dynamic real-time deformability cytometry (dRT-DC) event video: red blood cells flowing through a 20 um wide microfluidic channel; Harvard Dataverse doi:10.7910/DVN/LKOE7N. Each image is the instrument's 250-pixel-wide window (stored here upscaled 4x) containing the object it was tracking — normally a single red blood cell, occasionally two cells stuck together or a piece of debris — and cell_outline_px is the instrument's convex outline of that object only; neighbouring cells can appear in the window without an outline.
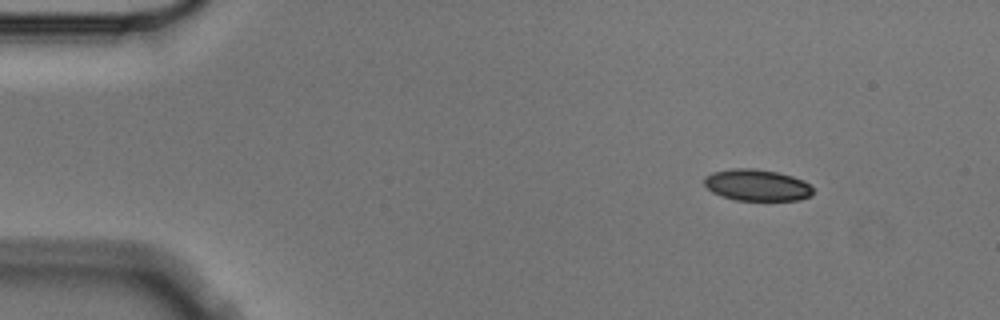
{"species": "Egyptian fruit bat (a non-hibernating species)", "species_latin": "Rousettus aegyptiacus", "temperature_condition": "cold", "stored_images_in_passage": 12, "camera_frame_rate_fps": 3000, "um_per_image_px": 0.085, "animal": {"sex": "male"}, "frame": {"image": 1, "passage_image": 1, "time_ms": 0.0, "image_size_px": [1000, 320], "cell_outline_px": [[812, 196], [800, 200], [736, 200], [712, 192], [704, 184], [704, 176], [712, 172], [732, 168], [752, 168], [776, 172], [792, 176], [804, 180], [812, 188]], "centroid_in_image_um": [64.34, 15.73], "position_along_channel_um": 20.7, "area_um2": 19.94}}
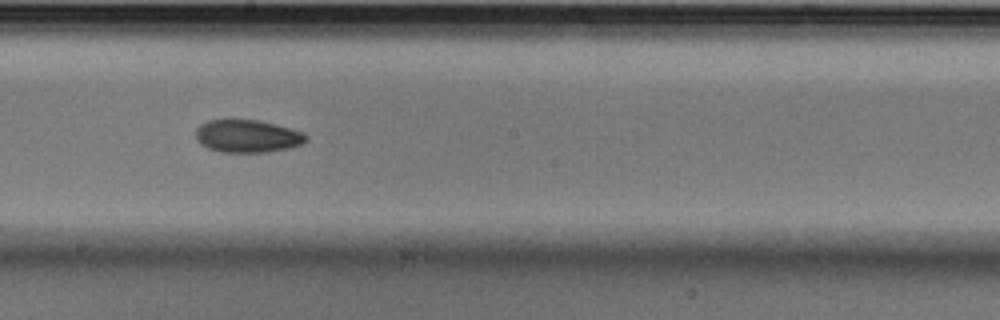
{"frame": {"image": 2, "passage_image": 7, "time_ms": 2.0, "image_size_px": [1000, 320], "cell_outline_px": [[308, 140], [304, 144], [288, 148], [268, 152], [220, 152], [208, 148], [200, 144], [196, 140], [196, 128], [200, 124], [208, 120], [260, 120], [276, 124], [304, 132], [308, 136]], "centroid_in_image_um": [21.05, 11.57], "position_along_channel_um": 227.1, "area_um2": 21.27}}
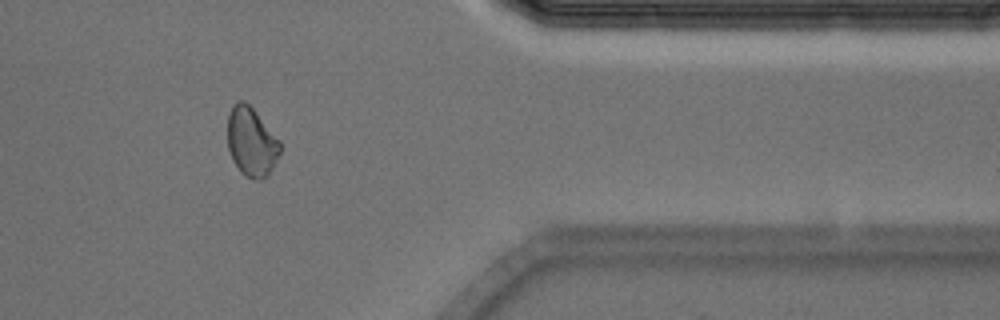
{"frame": {"image": 3, "passage_image": 11, "time_ms": 3.333, "image_size_px": [1000, 320], "cell_outline_px": [[280, 152], [272, 168], [260, 180], [256, 180], [240, 172], [232, 160], [228, 148], [228, 116], [232, 104], [236, 100], [244, 100], [252, 108], [280, 140]], "centroid_in_image_um": [21.35, 12.03], "position_along_channel_um": 390.1, "area_um2": 20.92}}